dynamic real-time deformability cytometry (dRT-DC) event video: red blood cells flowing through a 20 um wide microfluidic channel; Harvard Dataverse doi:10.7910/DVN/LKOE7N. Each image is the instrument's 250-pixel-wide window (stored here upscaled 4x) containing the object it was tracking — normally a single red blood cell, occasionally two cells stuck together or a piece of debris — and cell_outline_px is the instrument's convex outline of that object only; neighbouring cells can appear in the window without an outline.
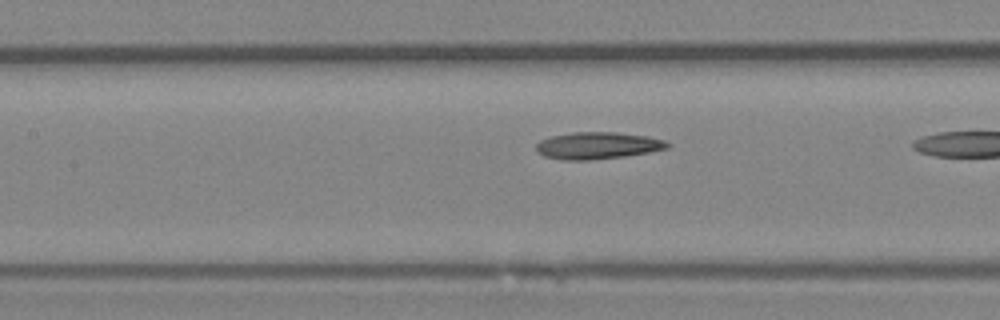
{"species": "Egyptian fruit bat (a non-hibernating species)", "species_latin": "Rousettus aegyptiacus", "temperature_condition": "room temperature", "stored_images_in_passage": 12, "camera_frame_rate_fps": 3000, "um_per_image_px": 0.085, "animal": {"sex": "female"}, "frame": {"image": 1, "passage_image": 10, "time_ms": 3.0, "image_size_px": [1000, 320], "cell_outline_px": [[672, 144], [668, 148], [648, 152], [624, 156], [592, 160], [564, 160], [544, 156], [536, 152], [536, 144], [540, 140], [552, 136], [572, 132], [616, 132], [648, 136], [664, 140]], "centroid_in_image_um": [50.79, 12.37], "position_along_channel_um": 156.6, "area_um2": 20.69}}